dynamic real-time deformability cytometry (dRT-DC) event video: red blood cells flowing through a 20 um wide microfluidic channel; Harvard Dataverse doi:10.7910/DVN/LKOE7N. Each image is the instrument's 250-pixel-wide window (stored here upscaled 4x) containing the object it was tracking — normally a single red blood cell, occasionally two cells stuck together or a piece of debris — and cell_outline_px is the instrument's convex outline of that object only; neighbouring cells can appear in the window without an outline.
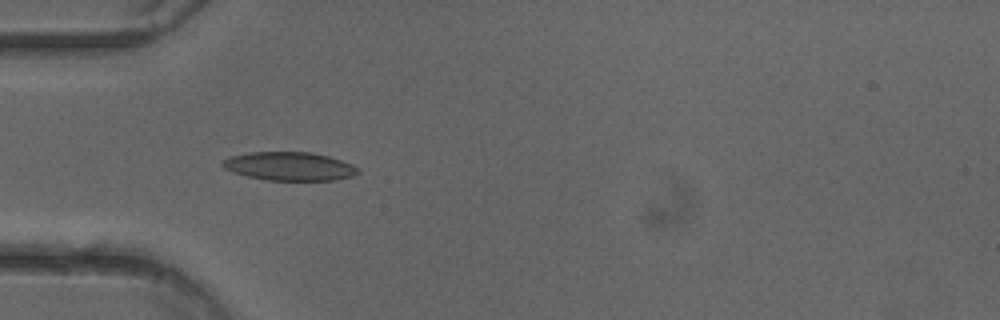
{"species": "common noctule bat (a hibernating species)", "species_latin": "Nyctalus noctula", "temperature_condition": "cold", "stored_images_in_passage": 35, "camera_frame_rate_fps": 3000, "um_per_image_px": 0.085, "animal": {"sex": "female"}, "frame": {"image": 1, "passage_image": 1, "time_ms": 0.0, "image_size_px": [1000, 320], "cell_outline_px": [[360, 172], [352, 176], [336, 180], [264, 180], [232, 172], [224, 168], [220, 164], [220, 160], [228, 156], [248, 152], [312, 152], [328, 156], [352, 164], [360, 168]], "centroid_in_image_um": [24.56, 14.13], "position_along_channel_um": 60.4, "area_um2": 22.77}}
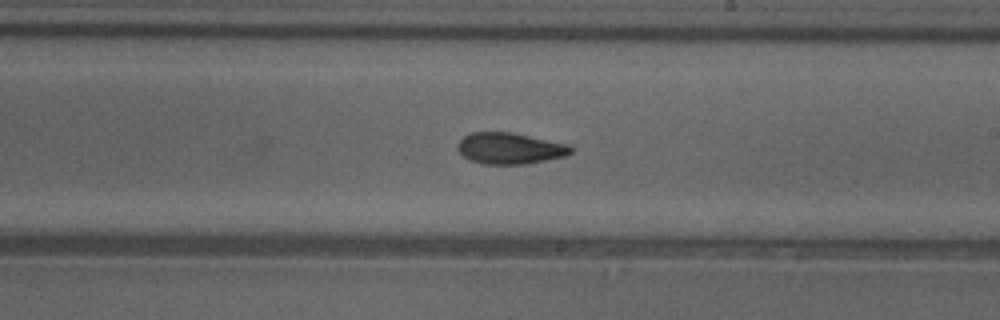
{"frame": {"image": 2, "passage_image": 15, "time_ms": 4.667, "image_size_px": [1000, 320], "cell_outline_px": [[572, 152], [564, 156], [524, 164], [484, 164], [472, 160], [464, 156], [456, 148], [456, 144], [464, 136], [472, 132], [512, 132], [568, 144], [572, 148]], "centroid_in_image_um": [43.31, 12.6], "position_along_channel_um": 245.7, "area_um2": 20.46}}
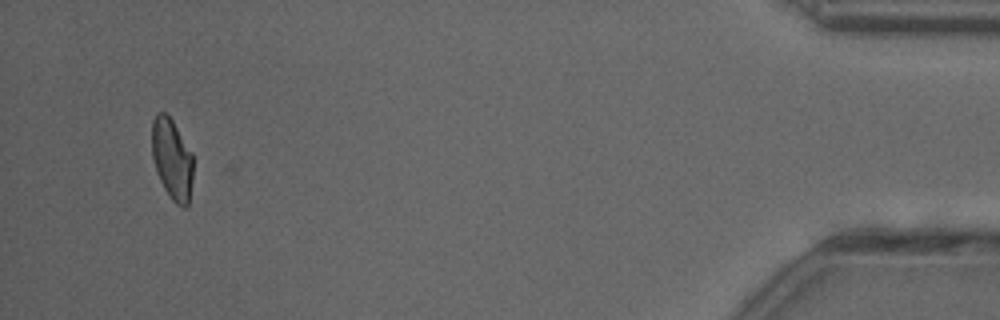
{"frame": {"image": 3, "passage_image": 34, "time_ms": 11.0, "image_size_px": [1000, 320], "cell_outline_px": [[192, 180], [188, 204], [184, 208], [180, 208], [168, 196], [160, 180], [152, 156], [152, 120], [156, 112], [164, 112], [172, 120], [192, 152]], "centroid_in_image_um": [14.61, 13.53], "position_along_channel_um": 420.6, "area_um2": 19.42}, "authors_computed_cell_mechanics": {"area_um2": 20.8658, "velocity_mm_per_s": 4.029, "shape_relaxation_time_tau1_ms": 6.7679, "shape_relaxation_time_tau2_ms": 3.0782, "deformation_change_tau1": 0.1685, "deformation_change_tau2": 0.0842}}